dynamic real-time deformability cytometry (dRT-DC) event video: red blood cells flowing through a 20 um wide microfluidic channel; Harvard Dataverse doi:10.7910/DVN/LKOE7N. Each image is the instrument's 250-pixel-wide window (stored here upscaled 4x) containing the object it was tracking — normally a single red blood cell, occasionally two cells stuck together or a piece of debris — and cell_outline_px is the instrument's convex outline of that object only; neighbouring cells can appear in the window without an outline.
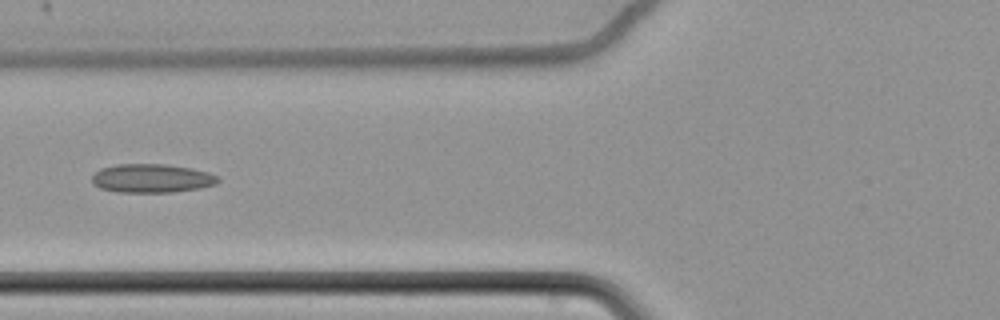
{"species": "common noctule bat (a hibernating species)", "species_latin": "Nyctalus noctula", "temperature_condition": "cold", "stored_images_in_passage": 9, "camera_frame_rate_fps": 3000, "um_per_image_px": 0.085, "animal": {"sex": "female", "body_mass_g": 22.7, "forearm_length_mm": 54.2}, "frame": {"image": 1, "passage_image": 7, "time_ms": 2.0, "image_size_px": [1000, 320], "cell_outline_px": [[220, 180], [216, 184], [200, 188], [172, 192], [116, 192], [100, 188], [92, 184], [92, 176], [100, 168], [116, 164], [164, 164], [192, 168], [208, 172], [220, 176]], "centroid_in_image_um": [12.91, 15.15], "position_along_channel_um": 112.9, "area_um2": 21.27}}
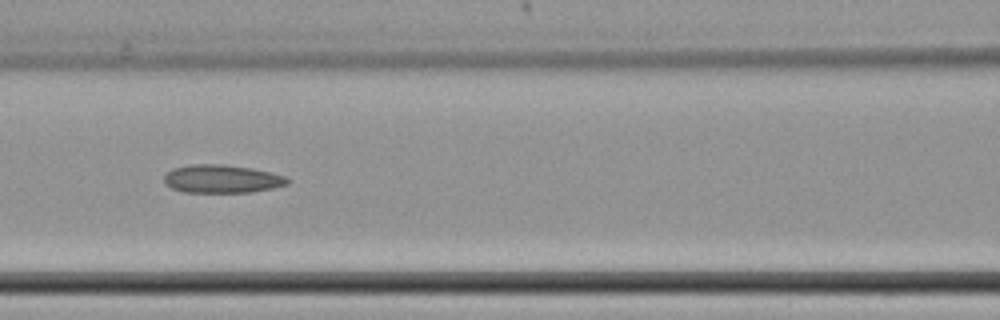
{"frame": {"image": 2, "passage_image": 8, "time_ms": 2.333, "image_size_px": [1000, 320], "cell_outline_px": [[288, 184], [272, 188], [248, 192], [184, 192], [172, 188], [164, 184], [164, 176], [172, 168], [192, 164], [224, 164], [252, 168], [272, 172], [284, 176], [288, 180]], "centroid_in_image_um": [18.83, 15.19], "position_along_channel_um": 147.8, "area_um2": 20.23}}
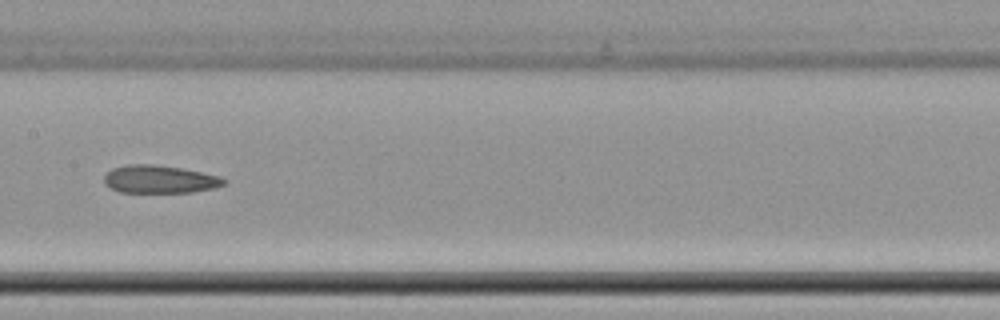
{"frame": {"image": 3, "passage_image": 9, "time_ms": 2.667, "image_size_px": [1000, 320], "cell_outline_px": [[228, 184], [212, 188], [192, 192], [120, 192], [108, 188], [104, 184], [104, 176], [112, 168], [128, 164], [152, 164], [180, 168], [220, 176], [228, 180]], "centroid_in_image_um": [13.56, 15.24], "position_along_channel_um": 193.8, "area_um2": 19.54}}